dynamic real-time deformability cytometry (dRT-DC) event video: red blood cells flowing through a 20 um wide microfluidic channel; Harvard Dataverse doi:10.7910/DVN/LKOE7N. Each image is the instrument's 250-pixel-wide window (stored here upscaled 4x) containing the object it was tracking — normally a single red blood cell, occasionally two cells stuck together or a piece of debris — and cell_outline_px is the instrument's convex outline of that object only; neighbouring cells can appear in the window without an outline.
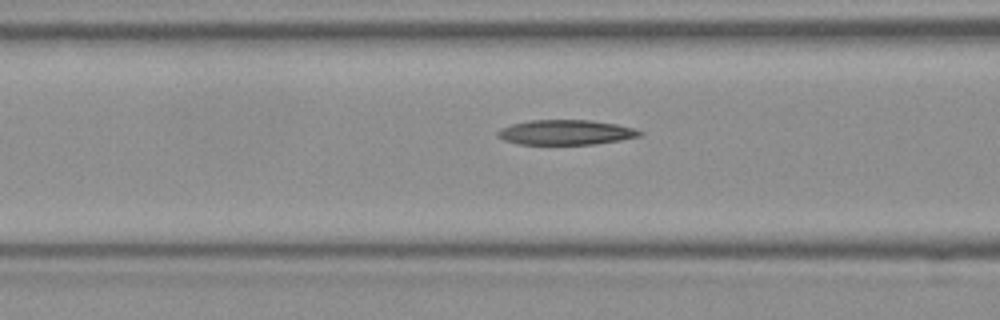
{"species": "Egyptian fruit bat (a non-hibernating species)", "species_latin": "Rousettus aegyptiacus", "temperature_condition": "room temperature", "stored_images_in_passage": 9, "camera_frame_rate_fps": 3000, "um_per_image_px": 0.085, "frame": {"image": 1, "passage_image": 7, "time_ms": 2.0, "image_size_px": [1000, 320], "cell_outline_px": [[644, 132], [640, 136], [620, 140], [596, 144], [516, 144], [504, 140], [496, 136], [496, 132], [500, 128], [512, 124], [528, 120], [588, 120], [616, 124], [632, 128]], "centroid_in_image_um": [48.04, 11.25], "position_along_channel_um": 118.6, "area_um2": 20.63}}